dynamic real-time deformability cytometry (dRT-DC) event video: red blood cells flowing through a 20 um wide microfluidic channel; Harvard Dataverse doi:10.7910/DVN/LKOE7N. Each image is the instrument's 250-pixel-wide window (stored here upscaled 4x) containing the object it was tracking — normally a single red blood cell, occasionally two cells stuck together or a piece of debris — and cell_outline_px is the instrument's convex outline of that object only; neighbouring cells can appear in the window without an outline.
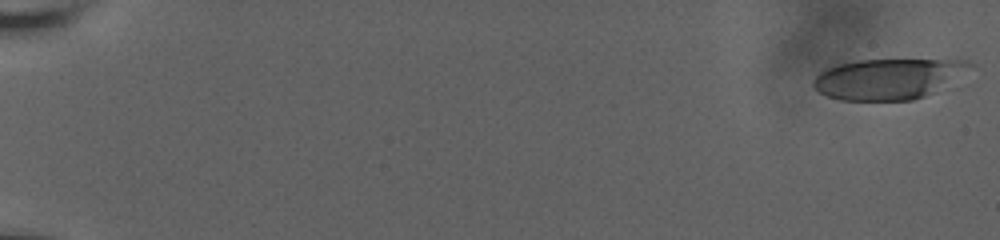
{"species": "human", "species_latin": "Homo sapiens", "temperature_condition": "room temperature", "stored_images_in_passage": 25, "camera_frame_rate_fps": 3000, "um_per_image_px": 0.085, "donor": {"sex": "male"}, "frame": {"image": 1, "passage_image": 1, "time_ms": 0.0, "image_size_px": [1000, 240], "cell_outline_px": [[972, 64], [924, 96], [912, 100], [840, 100], [828, 96], [820, 92], [812, 84], [812, 80], [820, 72], [828, 68], [840, 64], [856, 60], [968, 60]], "centroid_in_image_um": [75.33, 6.7], "position_along_channel_um": 9.7, "area_um2": 35.6}}
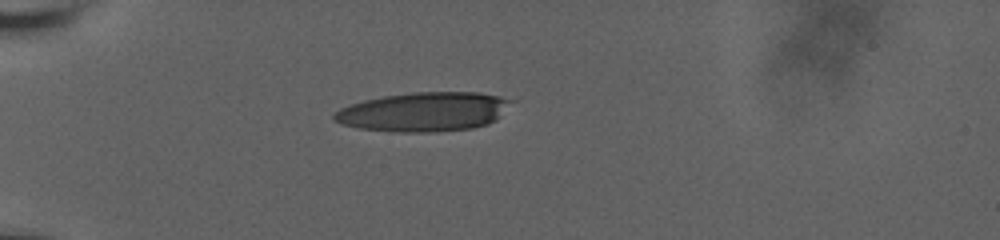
{"frame": {"image": 2, "passage_image": 21, "time_ms": 6.0, "image_size_px": [1000, 240], "cell_outline_px": [[516, 100], [496, 120], [488, 124], [472, 128], [436, 132], [396, 132], [360, 128], [344, 124], [336, 120], [332, 116], [340, 108], [364, 100], [384, 96], [412, 92], [476, 92], [500, 96]], "centroid_in_image_um": [36.1, 9.5], "position_along_channel_um": 48.9, "area_um2": 40.46}}